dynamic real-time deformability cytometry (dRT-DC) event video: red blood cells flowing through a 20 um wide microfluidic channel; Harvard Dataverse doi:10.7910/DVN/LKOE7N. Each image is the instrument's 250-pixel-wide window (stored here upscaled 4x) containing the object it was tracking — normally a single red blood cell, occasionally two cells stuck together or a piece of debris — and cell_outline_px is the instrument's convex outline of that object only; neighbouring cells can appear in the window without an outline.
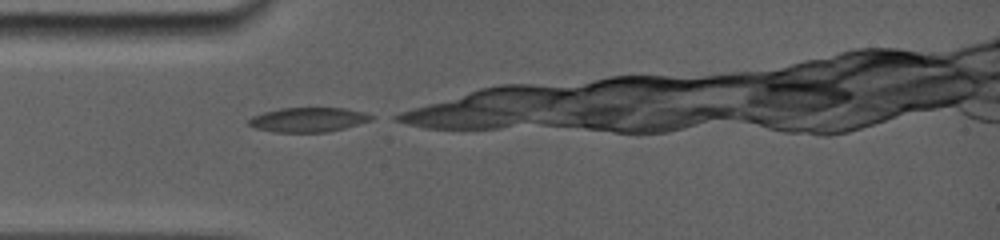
{"species": "common noctule bat (a hibernating species)", "species_latin": "Nyctalus noctula", "temperature_condition": "room temperature", "stored_images_in_passage": 6, "camera_frame_rate_fps": 5000, "um_per_image_px": 0.085, "animal": {"sex": "female", "body_mass_g": 19.0, "forearm_length_mm": 56.7}, "frame": {"image": 1, "passage_image": 1, "time_ms": 0.0, "image_size_px": [1000, 240], "cell_outline_px": [[376, 116], [372, 120], [344, 128], [328, 132], [276, 132], [256, 128], [248, 124], [248, 120], [252, 116], [264, 112], [280, 108], [344, 108], [364, 112]], "centroid_in_image_um": [26.22, 10.17], "position_along_channel_um": 58.8, "area_um2": 17.46}}
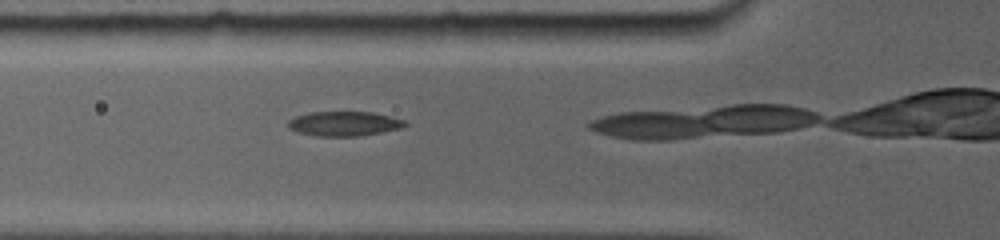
{"frame": {"image": 2, "passage_image": 5, "time_ms": 1.0, "image_size_px": [1000, 240], "cell_outline_px": [[408, 124], [400, 128], [360, 136], [316, 136], [300, 132], [288, 128], [288, 120], [296, 116], [308, 112], [372, 112], [404, 120]], "centroid_in_image_um": [29.22, 10.51], "position_along_channel_um": 96.6, "area_um2": 16.59}}